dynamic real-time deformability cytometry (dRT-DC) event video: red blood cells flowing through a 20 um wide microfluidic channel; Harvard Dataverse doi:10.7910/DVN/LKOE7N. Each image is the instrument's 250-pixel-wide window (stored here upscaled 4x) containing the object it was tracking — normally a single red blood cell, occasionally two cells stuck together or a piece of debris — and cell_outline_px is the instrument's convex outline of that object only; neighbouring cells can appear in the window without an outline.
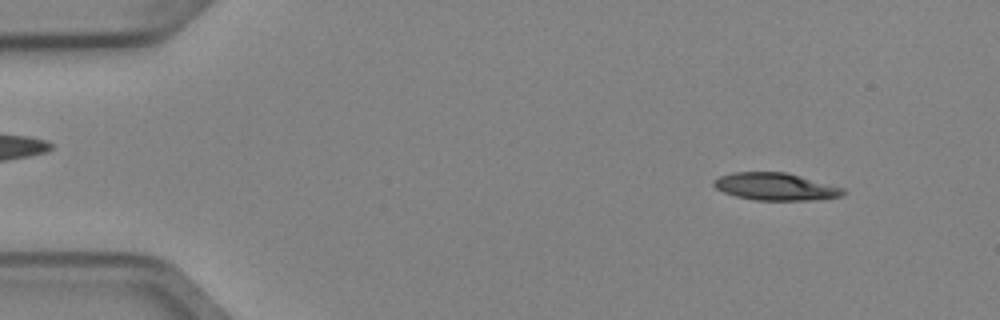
{"species": "Egyptian fruit bat (a non-hibernating species)", "species_latin": "Rousettus aegyptiacus", "temperature_condition": "cold", "stored_images_in_passage": 3, "camera_frame_rate_fps": 3000, "um_per_image_px": 0.085, "animal": {"sex": "female"}, "frame": {"image": 1, "passage_image": 1, "time_ms": 0.0, "image_size_px": [1000, 320], "cell_outline_px": [[848, 192], [844, 196], [820, 200], [756, 200], [736, 196], [724, 192], [716, 188], [712, 184], [712, 180], [720, 176], [732, 172], [784, 172], [800, 176], [844, 188]], "centroid_in_image_um": [65.95, 15.87], "position_along_channel_um": 19.0, "area_um2": 20.75}}
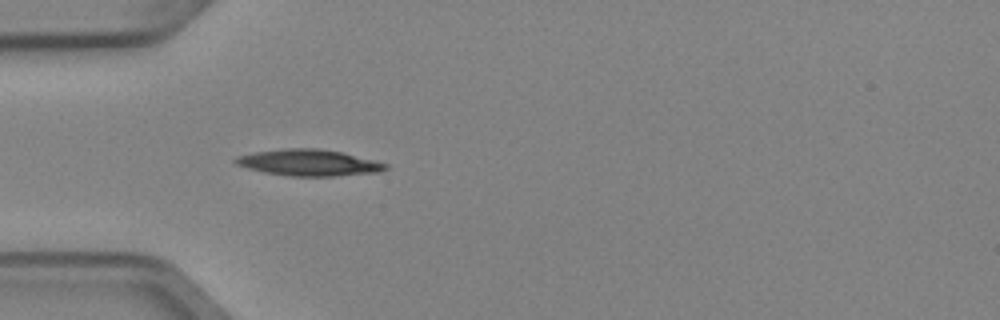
{"frame": {"image": 2, "passage_image": 3, "time_ms": 0.667, "image_size_px": [1000, 320], "cell_outline_px": [[388, 168], [380, 172], [336, 176], [292, 176], [264, 172], [248, 168], [236, 164], [232, 160], [236, 156], [256, 152], [284, 148], [316, 148], [340, 152], [388, 164]], "centroid_in_image_um": [26.23, 13.83], "position_along_channel_um": 58.8, "area_um2": 22.83}}